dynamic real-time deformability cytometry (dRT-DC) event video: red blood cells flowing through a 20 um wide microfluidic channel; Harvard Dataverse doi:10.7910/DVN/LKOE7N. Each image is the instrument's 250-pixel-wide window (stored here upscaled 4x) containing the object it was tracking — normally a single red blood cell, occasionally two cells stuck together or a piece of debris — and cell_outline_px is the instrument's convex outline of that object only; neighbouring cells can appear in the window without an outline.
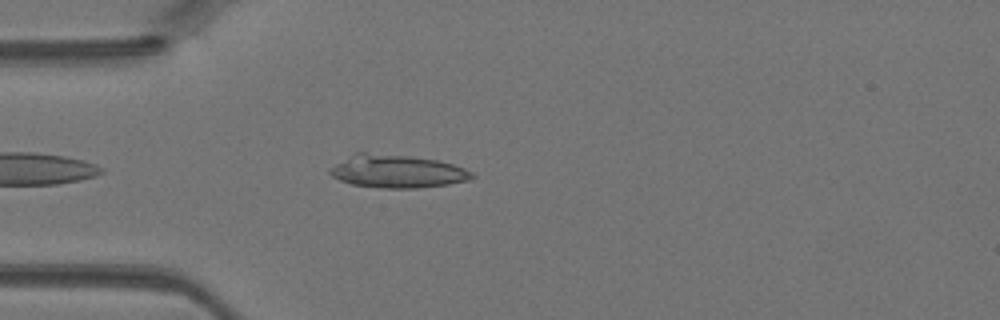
{"species": "Egyptian fruit bat (a non-hibernating species)", "species_latin": "Rousettus aegyptiacus", "temperature_condition": "warm", "stored_images_in_passage": 35, "camera_frame_rate_fps": 3000, "um_per_image_px": 0.085, "animal": {"sex": "female"}, "frame": {"image": 1, "passage_image": 3, "time_ms": 0.667, "image_size_px": [1000, 320], "cell_outline_px": [[476, 176], [468, 180], [448, 184], [416, 188], [380, 188], [352, 184], [340, 180], [332, 176], [328, 172], [328, 168], [356, 152], [364, 152], [408, 156], [436, 160], [452, 164], [464, 168], [472, 172]], "centroid_in_image_um": [33.73, 14.56], "position_along_channel_um": 51.3, "area_um2": 27.17}}
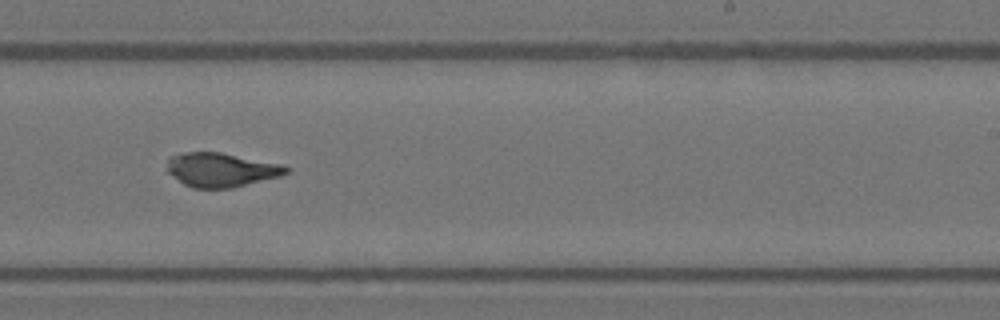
{"frame": {"image": 2, "passage_image": 18, "time_ms": 5.667, "image_size_px": [1000, 320], "cell_outline_px": [[292, 172], [280, 176], [232, 188], [192, 188], [184, 184], [168, 172], [168, 160], [172, 156], [180, 152], [220, 152], [280, 164], [292, 168]], "centroid_in_image_um": [18.83, 14.43], "position_along_channel_um": 270.2, "area_um2": 23.58}}
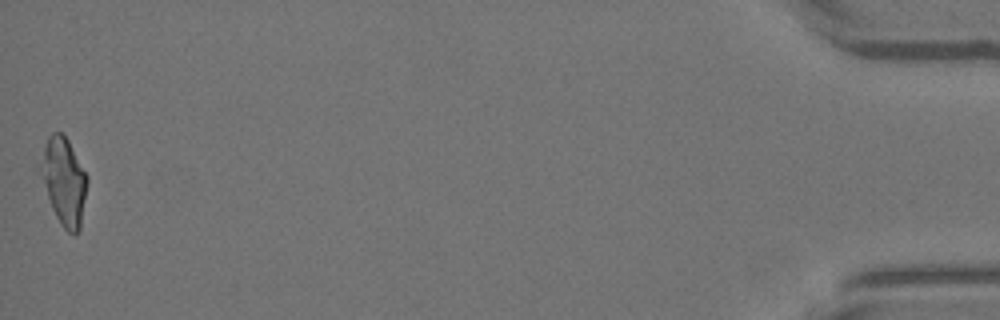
{"frame": {"image": 3, "passage_image": 35, "time_ms": 11.333, "image_size_px": [1000, 320], "cell_outline_px": [[88, 184], [80, 228], [76, 232], [68, 232], [60, 224], [52, 208], [36, 164], [48, 136], [52, 132], [60, 132], [68, 140], [88, 176]], "centroid_in_image_um": [5.4, 15.36], "position_along_channel_um": 429.8, "area_um2": 23.93}}